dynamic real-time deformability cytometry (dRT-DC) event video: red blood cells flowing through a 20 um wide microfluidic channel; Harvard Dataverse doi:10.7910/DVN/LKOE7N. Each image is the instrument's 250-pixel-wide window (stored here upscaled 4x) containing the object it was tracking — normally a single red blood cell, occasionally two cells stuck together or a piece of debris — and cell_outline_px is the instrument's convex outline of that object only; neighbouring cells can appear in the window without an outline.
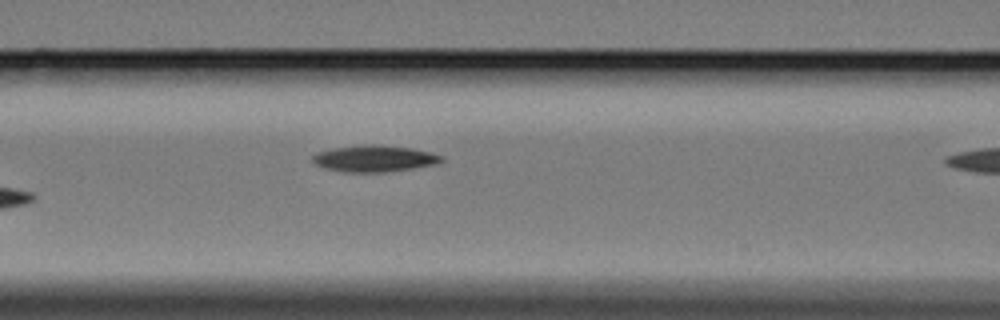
{"species": "Egyptian fruit bat (a non-hibernating species)", "species_latin": "Rousettus aegyptiacus", "temperature_condition": "cold", "stored_images_in_passage": 6, "segment_of_instrument_passage": [1, 2], "camera_frame_rate_fps": 3000, "um_per_image_px": 0.085, "animal": {"sex": "female"}, "frame": {"image": 1, "passage_image": 5, "time_ms": 4.667, "image_size_px": [1000, 320], "cell_outline_px": [[444, 160], [436, 164], [412, 168], [384, 172], [344, 172], [324, 168], [316, 164], [312, 160], [312, 156], [316, 152], [332, 148], [372, 144], [376, 144], [412, 148], [444, 156]], "centroid_in_image_um": [31.8, 13.47], "position_along_channel_um": 134.8, "area_um2": 19.83}}